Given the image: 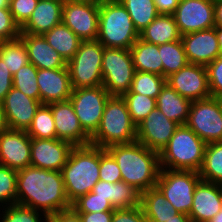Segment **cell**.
<instances>
[{
	"label": "cell",
	"instance_id": "obj_44",
	"mask_svg": "<svg viewBox=\"0 0 222 222\" xmlns=\"http://www.w3.org/2000/svg\"><path fill=\"white\" fill-rule=\"evenodd\" d=\"M38 2L39 0H10L9 10L20 28L31 17L32 12L36 8Z\"/></svg>",
	"mask_w": 222,
	"mask_h": 222
},
{
	"label": "cell",
	"instance_id": "obj_8",
	"mask_svg": "<svg viewBox=\"0 0 222 222\" xmlns=\"http://www.w3.org/2000/svg\"><path fill=\"white\" fill-rule=\"evenodd\" d=\"M201 177L193 170L161 169L156 187L179 213L188 215Z\"/></svg>",
	"mask_w": 222,
	"mask_h": 222
},
{
	"label": "cell",
	"instance_id": "obj_1",
	"mask_svg": "<svg viewBox=\"0 0 222 222\" xmlns=\"http://www.w3.org/2000/svg\"><path fill=\"white\" fill-rule=\"evenodd\" d=\"M16 188V203L40 211L43 218L72 208L61 171L33 166L17 170Z\"/></svg>",
	"mask_w": 222,
	"mask_h": 222
},
{
	"label": "cell",
	"instance_id": "obj_42",
	"mask_svg": "<svg viewBox=\"0 0 222 222\" xmlns=\"http://www.w3.org/2000/svg\"><path fill=\"white\" fill-rule=\"evenodd\" d=\"M99 179L110 183L122 181L118 164L114 158L101 147H99Z\"/></svg>",
	"mask_w": 222,
	"mask_h": 222
},
{
	"label": "cell",
	"instance_id": "obj_33",
	"mask_svg": "<svg viewBox=\"0 0 222 222\" xmlns=\"http://www.w3.org/2000/svg\"><path fill=\"white\" fill-rule=\"evenodd\" d=\"M159 54L165 79L189 63L181 39L159 45Z\"/></svg>",
	"mask_w": 222,
	"mask_h": 222
},
{
	"label": "cell",
	"instance_id": "obj_38",
	"mask_svg": "<svg viewBox=\"0 0 222 222\" xmlns=\"http://www.w3.org/2000/svg\"><path fill=\"white\" fill-rule=\"evenodd\" d=\"M38 69L32 64L21 67L13 76V87L30 98L40 101L39 86L37 83Z\"/></svg>",
	"mask_w": 222,
	"mask_h": 222
},
{
	"label": "cell",
	"instance_id": "obj_9",
	"mask_svg": "<svg viewBox=\"0 0 222 222\" xmlns=\"http://www.w3.org/2000/svg\"><path fill=\"white\" fill-rule=\"evenodd\" d=\"M136 70L129 49L105 47L102 58V86L110 96H122L131 87Z\"/></svg>",
	"mask_w": 222,
	"mask_h": 222
},
{
	"label": "cell",
	"instance_id": "obj_15",
	"mask_svg": "<svg viewBox=\"0 0 222 222\" xmlns=\"http://www.w3.org/2000/svg\"><path fill=\"white\" fill-rule=\"evenodd\" d=\"M178 127V123L168 119L155 108L136 126V141L160 153Z\"/></svg>",
	"mask_w": 222,
	"mask_h": 222
},
{
	"label": "cell",
	"instance_id": "obj_34",
	"mask_svg": "<svg viewBox=\"0 0 222 222\" xmlns=\"http://www.w3.org/2000/svg\"><path fill=\"white\" fill-rule=\"evenodd\" d=\"M0 58L12 75L30 63L27 49L20 38L0 42Z\"/></svg>",
	"mask_w": 222,
	"mask_h": 222
},
{
	"label": "cell",
	"instance_id": "obj_45",
	"mask_svg": "<svg viewBox=\"0 0 222 222\" xmlns=\"http://www.w3.org/2000/svg\"><path fill=\"white\" fill-rule=\"evenodd\" d=\"M211 97L222 98V56L206 66Z\"/></svg>",
	"mask_w": 222,
	"mask_h": 222
},
{
	"label": "cell",
	"instance_id": "obj_2",
	"mask_svg": "<svg viewBox=\"0 0 222 222\" xmlns=\"http://www.w3.org/2000/svg\"><path fill=\"white\" fill-rule=\"evenodd\" d=\"M120 168L122 181L143 192L156 187L161 171L159 153L138 141L105 149Z\"/></svg>",
	"mask_w": 222,
	"mask_h": 222
},
{
	"label": "cell",
	"instance_id": "obj_23",
	"mask_svg": "<svg viewBox=\"0 0 222 222\" xmlns=\"http://www.w3.org/2000/svg\"><path fill=\"white\" fill-rule=\"evenodd\" d=\"M19 38L23 41L27 49L29 62L37 69H59L67 67V62L47 43L43 35L21 33Z\"/></svg>",
	"mask_w": 222,
	"mask_h": 222
},
{
	"label": "cell",
	"instance_id": "obj_43",
	"mask_svg": "<svg viewBox=\"0 0 222 222\" xmlns=\"http://www.w3.org/2000/svg\"><path fill=\"white\" fill-rule=\"evenodd\" d=\"M20 34L21 28L15 22L9 7L0 8V42L18 39Z\"/></svg>",
	"mask_w": 222,
	"mask_h": 222
},
{
	"label": "cell",
	"instance_id": "obj_51",
	"mask_svg": "<svg viewBox=\"0 0 222 222\" xmlns=\"http://www.w3.org/2000/svg\"><path fill=\"white\" fill-rule=\"evenodd\" d=\"M144 222H158V221L144 215ZM166 222H192V221L189 215L183 213H177Z\"/></svg>",
	"mask_w": 222,
	"mask_h": 222
},
{
	"label": "cell",
	"instance_id": "obj_5",
	"mask_svg": "<svg viewBox=\"0 0 222 222\" xmlns=\"http://www.w3.org/2000/svg\"><path fill=\"white\" fill-rule=\"evenodd\" d=\"M136 141L133 123L122 96H110L106 102L100 125L90 137V144L106 149L117 144Z\"/></svg>",
	"mask_w": 222,
	"mask_h": 222
},
{
	"label": "cell",
	"instance_id": "obj_40",
	"mask_svg": "<svg viewBox=\"0 0 222 222\" xmlns=\"http://www.w3.org/2000/svg\"><path fill=\"white\" fill-rule=\"evenodd\" d=\"M72 208L77 213H92L102 211H114L115 208L111 202L105 198L97 196L92 191L80 196L72 203Z\"/></svg>",
	"mask_w": 222,
	"mask_h": 222
},
{
	"label": "cell",
	"instance_id": "obj_24",
	"mask_svg": "<svg viewBox=\"0 0 222 222\" xmlns=\"http://www.w3.org/2000/svg\"><path fill=\"white\" fill-rule=\"evenodd\" d=\"M63 4L64 1L39 0L31 17L21 27V33L43 35L62 23Z\"/></svg>",
	"mask_w": 222,
	"mask_h": 222
},
{
	"label": "cell",
	"instance_id": "obj_54",
	"mask_svg": "<svg viewBox=\"0 0 222 222\" xmlns=\"http://www.w3.org/2000/svg\"><path fill=\"white\" fill-rule=\"evenodd\" d=\"M216 36L219 42L220 56H222V27H216Z\"/></svg>",
	"mask_w": 222,
	"mask_h": 222
},
{
	"label": "cell",
	"instance_id": "obj_55",
	"mask_svg": "<svg viewBox=\"0 0 222 222\" xmlns=\"http://www.w3.org/2000/svg\"><path fill=\"white\" fill-rule=\"evenodd\" d=\"M208 222H222V209Z\"/></svg>",
	"mask_w": 222,
	"mask_h": 222
},
{
	"label": "cell",
	"instance_id": "obj_21",
	"mask_svg": "<svg viewBox=\"0 0 222 222\" xmlns=\"http://www.w3.org/2000/svg\"><path fill=\"white\" fill-rule=\"evenodd\" d=\"M37 83L41 104L69 100L72 94L73 88L67 67L59 69H38Z\"/></svg>",
	"mask_w": 222,
	"mask_h": 222
},
{
	"label": "cell",
	"instance_id": "obj_56",
	"mask_svg": "<svg viewBox=\"0 0 222 222\" xmlns=\"http://www.w3.org/2000/svg\"><path fill=\"white\" fill-rule=\"evenodd\" d=\"M10 0H0V8L9 7Z\"/></svg>",
	"mask_w": 222,
	"mask_h": 222
},
{
	"label": "cell",
	"instance_id": "obj_29",
	"mask_svg": "<svg viewBox=\"0 0 222 222\" xmlns=\"http://www.w3.org/2000/svg\"><path fill=\"white\" fill-rule=\"evenodd\" d=\"M43 37L66 62L73 58L82 42V40L63 23H60L54 26L50 31L45 32Z\"/></svg>",
	"mask_w": 222,
	"mask_h": 222
},
{
	"label": "cell",
	"instance_id": "obj_50",
	"mask_svg": "<svg viewBox=\"0 0 222 222\" xmlns=\"http://www.w3.org/2000/svg\"><path fill=\"white\" fill-rule=\"evenodd\" d=\"M180 0H154L159 14L172 15Z\"/></svg>",
	"mask_w": 222,
	"mask_h": 222
},
{
	"label": "cell",
	"instance_id": "obj_26",
	"mask_svg": "<svg viewBox=\"0 0 222 222\" xmlns=\"http://www.w3.org/2000/svg\"><path fill=\"white\" fill-rule=\"evenodd\" d=\"M191 103V100L181 96L167 83L156 98V108L179 125H185Z\"/></svg>",
	"mask_w": 222,
	"mask_h": 222
},
{
	"label": "cell",
	"instance_id": "obj_14",
	"mask_svg": "<svg viewBox=\"0 0 222 222\" xmlns=\"http://www.w3.org/2000/svg\"><path fill=\"white\" fill-rule=\"evenodd\" d=\"M166 83L181 96L191 100L211 97L206 66L188 63L166 78Z\"/></svg>",
	"mask_w": 222,
	"mask_h": 222
},
{
	"label": "cell",
	"instance_id": "obj_12",
	"mask_svg": "<svg viewBox=\"0 0 222 222\" xmlns=\"http://www.w3.org/2000/svg\"><path fill=\"white\" fill-rule=\"evenodd\" d=\"M100 0H65L62 23L82 41L97 40Z\"/></svg>",
	"mask_w": 222,
	"mask_h": 222
},
{
	"label": "cell",
	"instance_id": "obj_10",
	"mask_svg": "<svg viewBox=\"0 0 222 222\" xmlns=\"http://www.w3.org/2000/svg\"><path fill=\"white\" fill-rule=\"evenodd\" d=\"M185 125L206 144L222 141V98L192 101Z\"/></svg>",
	"mask_w": 222,
	"mask_h": 222
},
{
	"label": "cell",
	"instance_id": "obj_28",
	"mask_svg": "<svg viewBox=\"0 0 222 222\" xmlns=\"http://www.w3.org/2000/svg\"><path fill=\"white\" fill-rule=\"evenodd\" d=\"M129 50L136 71L163 76V64L158 45L146 42L139 37Z\"/></svg>",
	"mask_w": 222,
	"mask_h": 222
},
{
	"label": "cell",
	"instance_id": "obj_36",
	"mask_svg": "<svg viewBox=\"0 0 222 222\" xmlns=\"http://www.w3.org/2000/svg\"><path fill=\"white\" fill-rule=\"evenodd\" d=\"M165 84L166 79L163 76L136 71L127 93H139L156 99Z\"/></svg>",
	"mask_w": 222,
	"mask_h": 222
},
{
	"label": "cell",
	"instance_id": "obj_32",
	"mask_svg": "<svg viewBox=\"0 0 222 222\" xmlns=\"http://www.w3.org/2000/svg\"><path fill=\"white\" fill-rule=\"evenodd\" d=\"M119 1L126 8L139 33L159 15L154 0Z\"/></svg>",
	"mask_w": 222,
	"mask_h": 222
},
{
	"label": "cell",
	"instance_id": "obj_11",
	"mask_svg": "<svg viewBox=\"0 0 222 222\" xmlns=\"http://www.w3.org/2000/svg\"><path fill=\"white\" fill-rule=\"evenodd\" d=\"M110 95L103 86L73 89L69 98L83 130L91 137L98 129Z\"/></svg>",
	"mask_w": 222,
	"mask_h": 222
},
{
	"label": "cell",
	"instance_id": "obj_39",
	"mask_svg": "<svg viewBox=\"0 0 222 222\" xmlns=\"http://www.w3.org/2000/svg\"><path fill=\"white\" fill-rule=\"evenodd\" d=\"M16 183L17 170L0 164V203L6 204L5 206L16 203Z\"/></svg>",
	"mask_w": 222,
	"mask_h": 222
},
{
	"label": "cell",
	"instance_id": "obj_37",
	"mask_svg": "<svg viewBox=\"0 0 222 222\" xmlns=\"http://www.w3.org/2000/svg\"><path fill=\"white\" fill-rule=\"evenodd\" d=\"M133 123L137 126L156 108V99L139 93L122 95Z\"/></svg>",
	"mask_w": 222,
	"mask_h": 222
},
{
	"label": "cell",
	"instance_id": "obj_27",
	"mask_svg": "<svg viewBox=\"0 0 222 222\" xmlns=\"http://www.w3.org/2000/svg\"><path fill=\"white\" fill-rule=\"evenodd\" d=\"M140 38L146 42L163 45L178 41L181 35L173 15L159 14L145 29L140 32Z\"/></svg>",
	"mask_w": 222,
	"mask_h": 222
},
{
	"label": "cell",
	"instance_id": "obj_48",
	"mask_svg": "<svg viewBox=\"0 0 222 222\" xmlns=\"http://www.w3.org/2000/svg\"><path fill=\"white\" fill-rule=\"evenodd\" d=\"M48 222H82L79 214L73 209L59 211L48 216Z\"/></svg>",
	"mask_w": 222,
	"mask_h": 222
},
{
	"label": "cell",
	"instance_id": "obj_35",
	"mask_svg": "<svg viewBox=\"0 0 222 222\" xmlns=\"http://www.w3.org/2000/svg\"><path fill=\"white\" fill-rule=\"evenodd\" d=\"M31 138H56V129L53 114L48 104H41L37 109L31 126L26 131Z\"/></svg>",
	"mask_w": 222,
	"mask_h": 222
},
{
	"label": "cell",
	"instance_id": "obj_25",
	"mask_svg": "<svg viewBox=\"0 0 222 222\" xmlns=\"http://www.w3.org/2000/svg\"><path fill=\"white\" fill-rule=\"evenodd\" d=\"M92 192L109 200L115 209L132 208L140 205L141 192L123 181L110 183L99 180Z\"/></svg>",
	"mask_w": 222,
	"mask_h": 222
},
{
	"label": "cell",
	"instance_id": "obj_47",
	"mask_svg": "<svg viewBox=\"0 0 222 222\" xmlns=\"http://www.w3.org/2000/svg\"><path fill=\"white\" fill-rule=\"evenodd\" d=\"M13 87V76L9 69L5 66L3 60L0 58V101L2 102L5 96Z\"/></svg>",
	"mask_w": 222,
	"mask_h": 222
},
{
	"label": "cell",
	"instance_id": "obj_13",
	"mask_svg": "<svg viewBox=\"0 0 222 222\" xmlns=\"http://www.w3.org/2000/svg\"><path fill=\"white\" fill-rule=\"evenodd\" d=\"M172 15L181 36L215 27L214 0H180Z\"/></svg>",
	"mask_w": 222,
	"mask_h": 222
},
{
	"label": "cell",
	"instance_id": "obj_6",
	"mask_svg": "<svg viewBox=\"0 0 222 222\" xmlns=\"http://www.w3.org/2000/svg\"><path fill=\"white\" fill-rule=\"evenodd\" d=\"M206 143L186 125H179L159 153L161 169L199 172Z\"/></svg>",
	"mask_w": 222,
	"mask_h": 222
},
{
	"label": "cell",
	"instance_id": "obj_49",
	"mask_svg": "<svg viewBox=\"0 0 222 222\" xmlns=\"http://www.w3.org/2000/svg\"><path fill=\"white\" fill-rule=\"evenodd\" d=\"M82 222H111L113 211L78 213Z\"/></svg>",
	"mask_w": 222,
	"mask_h": 222
},
{
	"label": "cell",
	"instance_id": "obj_17",
	"mask_svg": "<svg viewBox=\"0 0 222 222\" xmlns=\"http://www.w3.org/2000/svg\"><path fill=\"white\" fill-rule=\"evenodd\" d=\"M48 105L53 114L57 139L69 142L73 146L90 144V136L81 127L70 100Z\"/></svg>",
	"mask_w": 222,
	"mask_h": 222
},
{
	"label": "cell",
	"instance_id": "obj_16",
	"mask_svg": "<svg viewBox=\"0 0 222 222\" xmlns=\"http://www.w3.org/2000/svg\"><path fill=\"white\" fill-rule=\"evenodd\" d=\"M73 145L64 140L31 138L30 166L61 171Z\"/></svg>",
	"mask_w": 222,
	"mask_h": 222
},
{
	"label": "cell",
	"instance_id": "obj_20",
	"mask_svg": "<svg viewBox=\"0 0 222 222\" xmlns=\"http://www.w3.org/2000/svg\"><path fill=\"white\" fill-rule=\"evenodd\" d=\"M181 41L189 63L207 66L220 56L216 26L184 34Z\"/></svg>",
	"mask_w": 222,
	"mask_h": 222
},
{
	"label": "cell",
	"instance_id": "obj_7",
	"mask_svg": "<svg viewBox=\"0 0 222 222\" xmlns=\"http://www.w3.org/2000/svg\"><path fill=\"white\" fill-rule=\"evenodd\" d=\"M104 46L98 40L82 41L67 68L73 89L102 86Z\"/></svg>",
	"mask_w": 222,
	"mask_h": 222
},
{
	"label": "cell",
	"instance_id": "obj_18",
	"mask_svg": "<svg viewBox=\"0 0 222 222\" xmlns=\"http://www.w3.org/2000/svg\"><path fill=\"white\" fill-rule=\"evenodd\" d=\"M31 137L24 130L0 133V164L20 170L30 166Z\"/></svg>",
	"mask_w": 222,
	"mask_h": 222
},
{
	"label": "cell",
	"instance_id": "obj_4",
	"mask_svg": "<svg viewBox=\"0 0 222 222\" xmlns=\"http://www.w3.org/2000/svg\"><path fill=\"white\" fill-rule=\"evenodd\" d=\"M139 37L140 33L119 0H100L97 40L104 47L130 49Z\"/></svg>",
	"mask_w": 222,
	"mask_h": 222
},
{
	"label": "cell",
	"instance_id": "obj_53",
	"mask_svg": "<svg viewBox=\"0 0 222 222\" xmlns=\"http://www.w3.org/2000/svg\"><path fill=\"white\" fill-rule=\"evenodd\" d=\"M8 129L7 122L5 119L3 104L0 101V133Z\"/></svg>",
	"mask_w": 222,
	"mask_h": 222
},
{
	"label": "cell",
	"instance_id": "obj_3",
	"mask_svg": "<svg viewBox=\"0 0 222 222\" xmlns=\"http://www.w3.org/2000/svg\"><path fill=\"white\" fill-rule=\"evenodd\" d=\"M65 192L72 204L92 191L99 179V147L88 144L74 146L61 169Z\"/></svg>",
	"mask_w": 222,
	"mask_h": 222
},
{
	"label": "cell",
	"instance_id": "obj_41",
	"mask_svg": "<svg viewBox=\"0 0 222 222\" xmlns=\"http://www.w3.org/2000/svg\"><path fill=\"white\" fill-rule=\"evenodd\" d=\"M4 210V214H0L1 222H48V218L41 219L38 210L17 203L6 206Z\"/></svg>",
	"mask_w": 222,
	"mask_h": 222
},
{
	"label": "cell",
	"instance_id": "obj_52",
	"mask_svg": "<svg viewBox=\"0 0 222 222\" xmlns=\"http://www.w3.org/2000/svg\"><path fill=\"white\" fill-rule=\"evenodd\" d=\"M215 26L222 27V0H214Z\"/></svg>",
	"mask_w": 222,
	"mask_h": 222
},
{
	"label": "cell",
	"instance_id": "obj_19",
	"mask_svg": "<svg viewBox=\"0 0 222 222\" xmlns=\"http://www.w3.org/2000/svg\"><path fill=\"white\" fill-rule=\"evenodd\" d=\"M2 104L8 129L27 131L41 102L12 87Z\"/></svg>",
	"mask_w": 222,
	"mask_h": 222
},
{
	"label": "cell",
	"instance_id": "obj_57",
	"mask_svg": "<svg viewBox=\"0 0 222 222\" xmlns=\"http://www.w3.org/2000/svg\"><path fill=\"white\" fill-rule=\"evenodd\" d=\"M219 186H220V189H221V192H222V183H221V184H219Z\"/></svg>",
	"mask_w": 222,
	"mask_h": 222
},
{
	"label": "cell",
	"instance_id": "obj_30",
	"mask_svg": "<svg viewBox=\"0 0 222 222\" xmlns=\"http://www.w3.org/2000/svg\"><path fill=\"white\" fill-rule=\"evenodd\" d=\"M140 206L145 216L158 222H166L179 213L157 187L141 192Z\"/></svg>",
	"mask_w": 222,
	"mask_h": 222
},
{
	"label": "cell",
	"instance_id": "obj_46",
	"mask_svg": "<svg viewBox=\"0 0 222 222\" xmlns=\"http://www.w3.org/2000/svg\"><path fill=\"white\" fill-rule=\"evenodd\" d=\"M111 222H144V212L140 205L132 208L115 209Z\"/></svg>",
	"mask_w": 222,
	"mask_h": 222
},
{
	"label": "cell",
	"instance_id": "obj_31",
	"mask_svg": "<svg viewBox=\"0 0 222 222\" xmlns=\"http://www.w3.org/2000/svg\"><path fill=\"white\" fill-rule=\"evenodd\" d=\"M198 173L201 180L215 184L222 183V141L206 144L202 166Z\"/></svg>",
	"mask_w": 222,
	"mask_h": 222
},
{
	"label": "cell",
	"instance_id": "obj_22",
	"mask_svg": "<svg viewBox=\"0 0 222 222\" xmlns=\"http://www.w3.org/2000/svg\"><path fill=\"white\" fill-rule=\"evenodd\" d=\"M222 209L219 184L200 180L195 187L193 204L189 212L192 222H208Z\"/></svg>",
	"mask_w": 222,
	"mask_h": 222
}]
</instances>
